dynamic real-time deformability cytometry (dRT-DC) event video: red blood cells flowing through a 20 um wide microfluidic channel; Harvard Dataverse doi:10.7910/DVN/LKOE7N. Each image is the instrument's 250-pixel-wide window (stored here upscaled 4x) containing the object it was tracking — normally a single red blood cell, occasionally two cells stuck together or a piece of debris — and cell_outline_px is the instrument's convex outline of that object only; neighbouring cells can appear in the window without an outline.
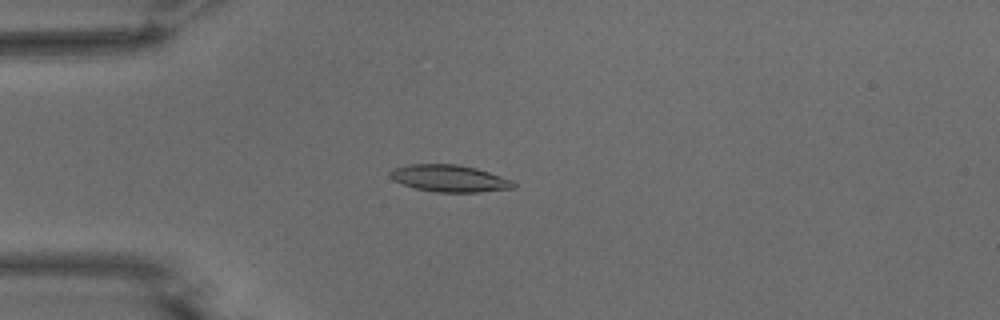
{"species": "common noctule bat (a hibernating species)", "species_latin": "Nyctalus noctula", "temperature_condition": "warm", "stored_images_in_passage": 54, "camera_frame_rate_fps": 3000, "um_per_image_px": 0.085, "animal": {"sex": "male", "body_mass_g": 15.6}, "frame": {"image": 1, "passage_image": 14, "time_ms": 4.333, "image_size_px": [1000, 320], "cell_outline_px": [[516, 188], [476, 192], [436, 192], [416, 188], [392, 180], [388, 172], [396, 168], [408, 164], [456, 164], [476, 168], [512, 180], [516, 184]], "centroid_in_image_um": [38.21, 15.16], "position_along_channel_um": 46.8, "area_um2": 19.25}}
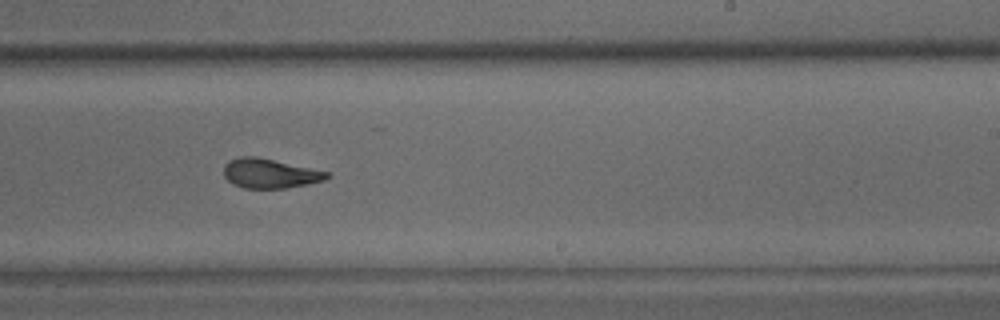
{"frame": {"image": 2, "passage_image": 33, "time_ms": 10.667, "image_size_px": [1000, 320], "cell_outline_px": [[328, 176], [324, 180], [308, 184], [284, 188], [244, 188], [232, 184], [224, 176], [224, 164], [228, 160], [240, 156], [256, 156], [328, 172]], "centroid_in_image_um": [22.87, 14.74], "position_along_channel_um": 266.1, "area_um2": 17.57}}
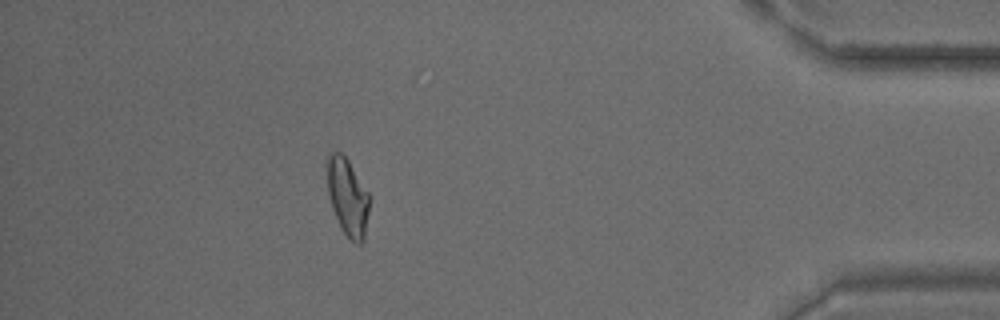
{"frame": {"image": 3, "passage_image": 48, "time_ms": 15.667, "image_size_px": [1000, 320], "cell_outline_px": [[368, 212], [364, 240], [360, 244], [356, 244], [348, 240], [340, 228], [332, 208], [328, 196], [324, 164], [328, 156], [332, 152], [340, 152], [348, 160], [368, 192]], "centroid_in_image_um": [29.49, 16.75], "position_along_channel_um": 405.7, "area_um2": 19.42}, "authors_computed_cell_mechanics": {"area_um2": 18.5827, "velocity_mm_per_s": 3.7247, "shape_relaxation_time_tau1_ms": 6.8084, "shape_relaxation_time_tau2_ms": 2.004, "deformation_change_tau1": 0.2116, "deformation_change_tau2": 0.0912}}